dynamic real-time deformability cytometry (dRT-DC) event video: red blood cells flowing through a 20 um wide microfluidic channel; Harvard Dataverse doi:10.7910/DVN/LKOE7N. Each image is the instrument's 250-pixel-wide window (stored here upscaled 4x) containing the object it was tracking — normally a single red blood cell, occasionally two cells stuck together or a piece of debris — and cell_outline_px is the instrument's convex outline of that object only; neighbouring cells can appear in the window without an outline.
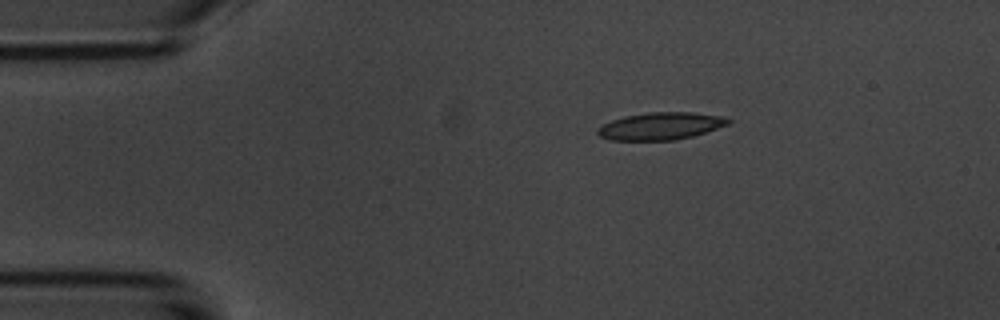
{"species": "common noctule bat (a hibernating species)", "species_latin": "Nyctalus noctula", "temperature_condition": "room temperature", "stored_images_in_passage": 9, "camera_frame_rate_fps": 3000, "um_per_image_px": 0.085, "animal": {"sex": "male", "body_mass_g": 20.1, "forearm_length_mm": 53.5}, "frame": {"image": 1, "passage_image": 1, "time_ms": 0.0, "image_size_px": [1000, 320], "cell_outline_px": [[732, 120], [728, 124], [692, 136], [672, 140], [612, 140], [600, 136], [596, 132], [596, 128], [600, 124], [624, 116], [652, 112], [692, 112], [724, 116]], "centroid_in_image_um": [56.12, 10.71], "position_along_channel_um": 28.9, "area_um2": 20.75}}
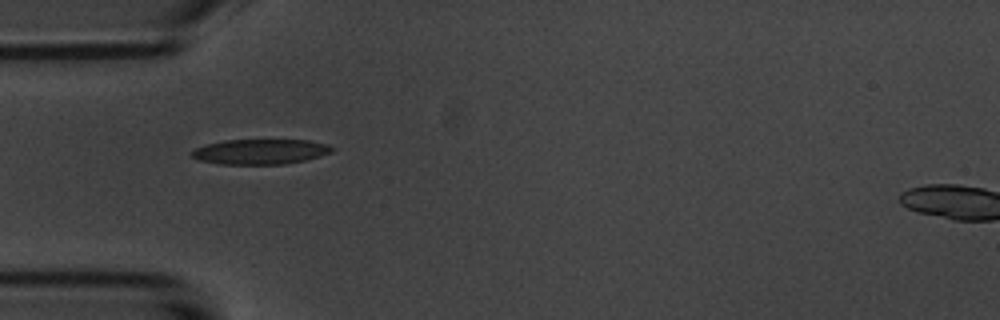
{"frame": {"image": 2, "passage_image": 3, "time_ms": 2.333, "image_size_px": [1000, 320], "cell_outline_px": [[336, 148], [332, 152], [320, 156], [304, 160], [284, 164], [220, 164], [196, 160], [188, 152], [196, 148], [208, 144], [224, 140], [308, 140], [328, 144]], "centroid_in_image_um": [22.12, 12.89], "position_along_channel_um": 62.9, "area_um2": 20.63}}
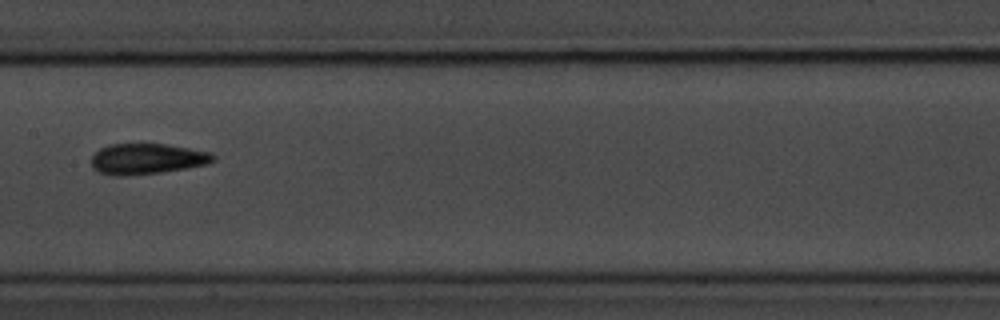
{"frame": {"image": 3, "passage_image": 6, "time_ms": 6.0, "image_size_px": [1000, 320], "cell_outline_px": [[216, 160], [208, 164], [160, 172], [120, 176], [116, 176], [100, 172], [92, 168], [92, 156], [100, 148], [108, 144], [164, 144], [212, 152], [216, 156]], "centroid_in_image_um": [12.51, 13.49], "position_along_channel_um": 194.9, "area_um2": 21.68}}